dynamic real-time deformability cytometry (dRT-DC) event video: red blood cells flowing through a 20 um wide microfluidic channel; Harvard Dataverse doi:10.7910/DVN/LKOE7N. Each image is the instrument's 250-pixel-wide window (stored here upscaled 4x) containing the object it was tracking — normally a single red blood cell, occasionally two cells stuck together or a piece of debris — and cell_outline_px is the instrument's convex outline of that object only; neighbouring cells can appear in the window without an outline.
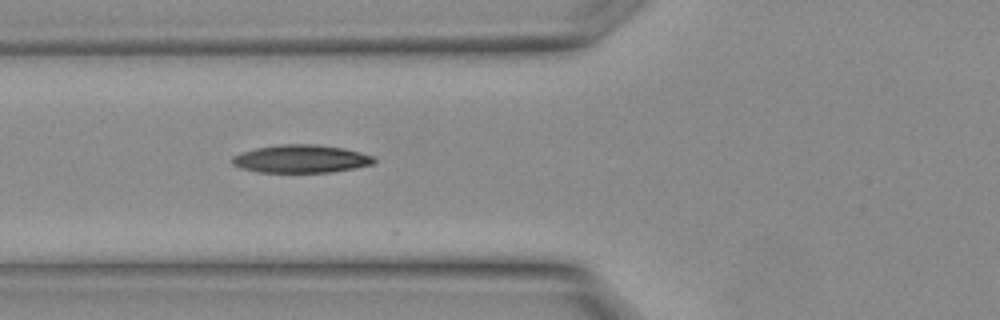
{"species": "Egyptian fruit bat (a non-hibernating species)", "species_latin": "Rousettus aegyptiacus", "temperature_condition": "warm", "stored_images_in_passage": 4, "camera_frame_rate_fps": 3000, "um_per_image_px": 0.085, "animal": {"sex": "female"}, "frame": {"image": 1, "passage_image": 4, "time_ms": 1.0, "image_size_px": [1000, 320], "cell_outline_px": [[376, 160], [372, 164], [356, 168], [332, 172], [260, 172], [244, 168], [232, 164], [232, 156], [240, 152], [256, 148], [280, 144], [316, 144], [344, 148], [360, 152], [372, 156]], "centroid_in_image_um": [25.6, 13.49], "position_along_channel_um": 100.2, "area_um2": 23.06}}